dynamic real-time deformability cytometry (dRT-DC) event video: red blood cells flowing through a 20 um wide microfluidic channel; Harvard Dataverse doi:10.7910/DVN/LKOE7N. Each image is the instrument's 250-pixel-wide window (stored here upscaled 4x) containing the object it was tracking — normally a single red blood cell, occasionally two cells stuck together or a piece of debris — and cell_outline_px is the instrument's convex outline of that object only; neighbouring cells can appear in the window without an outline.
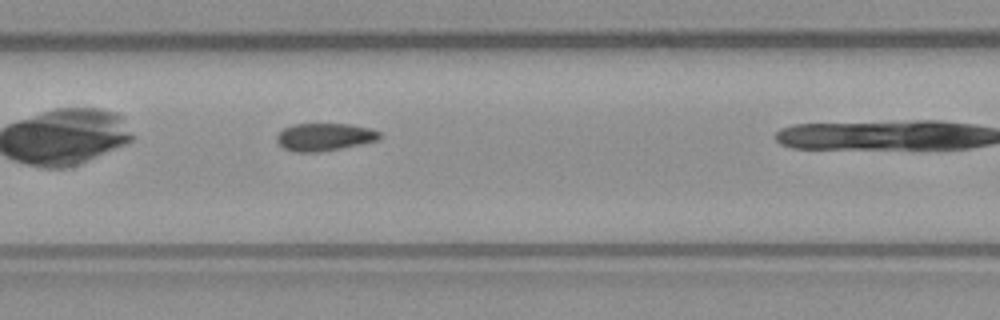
{"species": "common noctule bat (a hibernating species)", "species_latin": "Nyctalus noctula", "temperature_condition": "warm", "stored_images_in_passage": 17, "camera_frame_rate_fps": 3000, "um_per_image_px": 0.085, "animal": {"sex": "male", "body_mass_g": 23.1, "forearm_length_mm": 52.7}, "frame": {"image": 1, "passage_image": 10, "time_ms": 3.0, "image_size_px": [1000, 320], "cell_outline_px": [[380, 136], [376, 140], [340, 148], [320, 152], [296, 152], [284, 148], [276, 140], [276, 136], [284, 128], [292, 124], [348, 124], [368, 128], [380, 132]], "centroid_in_image_um": [27.53, 11.64], "position_along_channel_um": 179.9, "area_um2": 16.24}}